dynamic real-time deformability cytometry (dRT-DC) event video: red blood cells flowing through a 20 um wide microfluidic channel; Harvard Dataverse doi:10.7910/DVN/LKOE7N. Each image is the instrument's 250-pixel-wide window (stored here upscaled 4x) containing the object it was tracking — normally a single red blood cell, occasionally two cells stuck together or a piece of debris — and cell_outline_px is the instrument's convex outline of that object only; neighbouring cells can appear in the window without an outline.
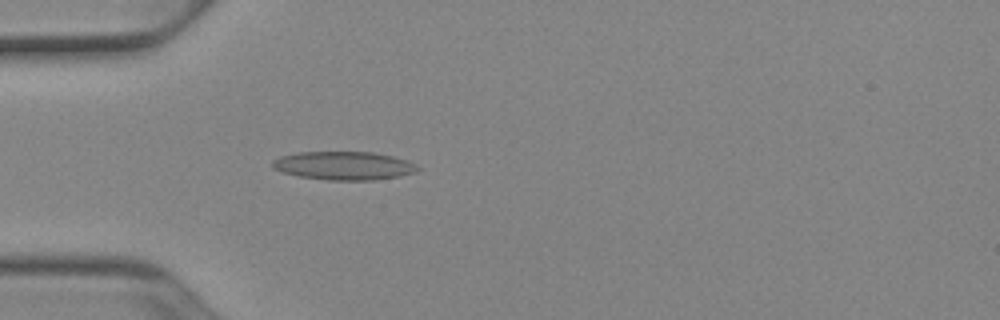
{"species": "Egyptian fruit bat (a non-hibernating species)", "species_latin": "Rousettus aegyptiacus", "temperature_condition": "cold", "stored_images_in_passage": 49, "camera_frame_rate_fps": 3000, "um_per_image_px": 0.085, "animal": {"sex": "female"}, "frame": {"image": 1, "passage_image": 13, "time_ms": 4.0, "image_size_px": [1000, 320], "cell_outline_px": [[420, 168], [416, 172], [400, 176], [372, 180], [328, 180], [300, 176], [284, 172], [272, 168], [272, 160], [280, 156], [300, 152], [372, 152], [392, 156], [408, 160], [416, 164]], "centroid_in_image_um": [29.25, 14.08], "position_along_channel_um": 55.8, "area_um2": 23.99}}
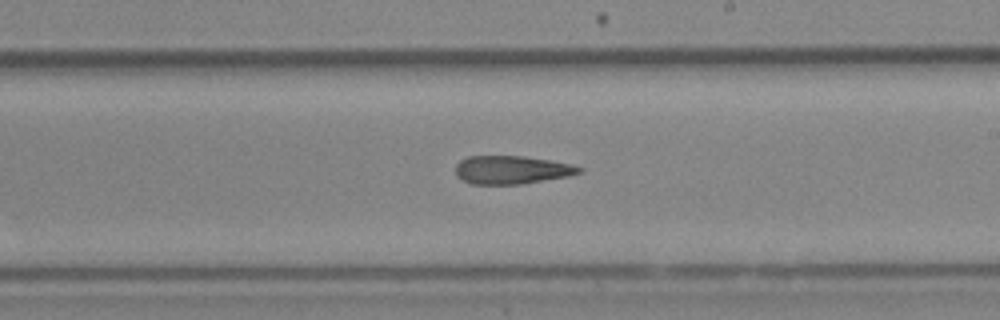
{"frame": {"image": 2, "passage_image": 28, "time_ms": 9.0, "image_size_px": [1000, 320], "cell_outline_px": [[584, 172], [568, 176], [520, 184], [472, 184], [460, 180], [456, 176], [456, 164], [460, 160], [468, 156], [520, 156], [548, 160], [568, 164], [584, 168]], "centroid_in_image_um": [43.45, 14.44], "position_along_channel_um": 245.5, "area_um2": 20.29}}
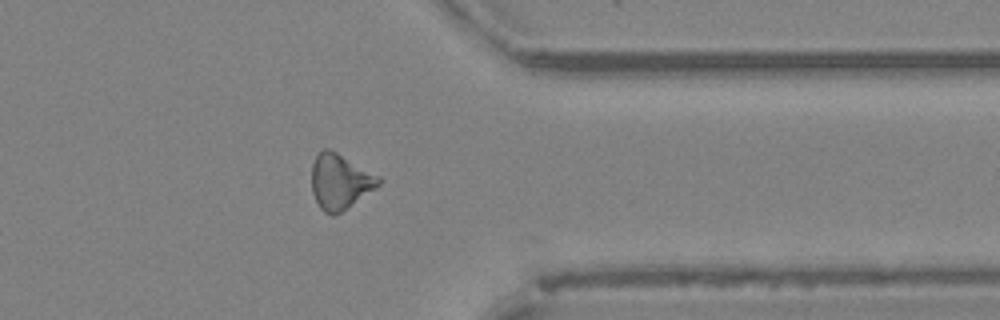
{"frame": {"image": 3, "passage_image": 39, "time_ms": 12.667, "image_size_px": [1000, 320], "cell_outline_px": [[380, 184], [376, 188], [340, 212], [332, 216], [324, 212], [320, 208], [312, 192], [312, 164], [316, 156], [324, 148], [328, 148], [336, 152], [380, 176]], "centroid_in_image_um": [28.89, 15.43], "position_along_channel_um": 382.5, "area_um2": 21.27}}